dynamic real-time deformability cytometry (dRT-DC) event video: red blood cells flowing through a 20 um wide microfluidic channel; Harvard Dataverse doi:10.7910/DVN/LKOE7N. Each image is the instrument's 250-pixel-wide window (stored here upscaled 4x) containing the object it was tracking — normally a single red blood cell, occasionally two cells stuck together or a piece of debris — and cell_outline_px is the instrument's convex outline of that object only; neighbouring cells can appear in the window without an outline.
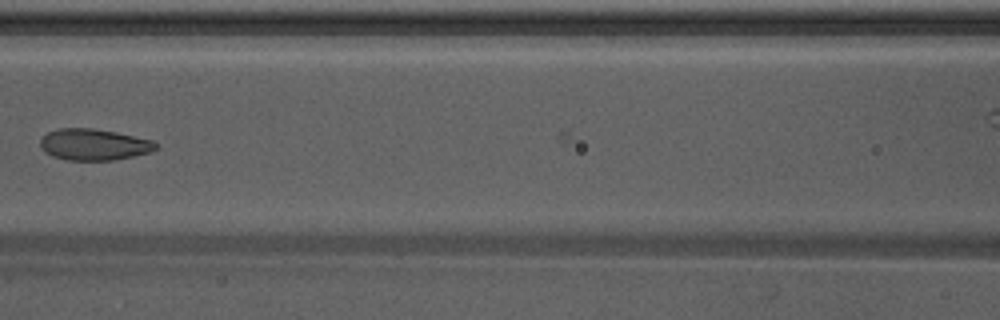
{"species": "Egyptian fruit bat (a non-hibernating species)", "species_latin": "Rousettus aegyptiacus", "temperature_condition": "warm", "stored_images_in_passage": 33, "camera_frame_rate_fps": 3000, "um_per_image_px": 0.085, "animal": {"sex": "male"}, "frame": {"image": 1, "passage_image": 5, "time_ms": 1.333, "image_size_px": [1000, 320], "cell_outline_px": [[156, 148], [152, 152], [112, 160], [68, 160], [52, 156], [44, 152], [40, 148], [40, 140], [48, 132], [56, 128], [92, 128], [116, 132], [152, 140], [156, 144]], "centroid_in_image_um": [7.94, 12.28], "position_along_channel_um": 158.7, "area_um2": 21.1}}
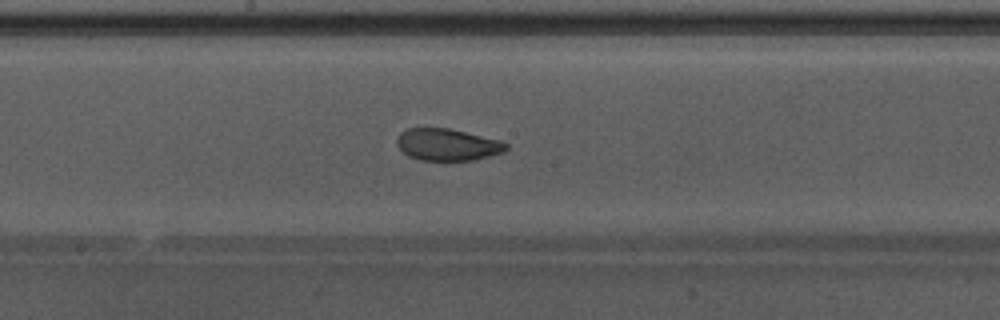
{"frame": {"image": 2, "passage_image": 9, "time_ms": 2.667, "image_size_px": [1000, 320], "cell_outline_px": [[508, 148], [504, 152], [472, 160], [420, 160], [408, 156], [396, 144], [396, 140], [400, 132], [408, 128], [448, 128], [500, 140], [508, 144]], "centroid_in_image_um": [38.02, 12.29], "position_along_channel_um": 210.2, "area_um2": 20.23}}